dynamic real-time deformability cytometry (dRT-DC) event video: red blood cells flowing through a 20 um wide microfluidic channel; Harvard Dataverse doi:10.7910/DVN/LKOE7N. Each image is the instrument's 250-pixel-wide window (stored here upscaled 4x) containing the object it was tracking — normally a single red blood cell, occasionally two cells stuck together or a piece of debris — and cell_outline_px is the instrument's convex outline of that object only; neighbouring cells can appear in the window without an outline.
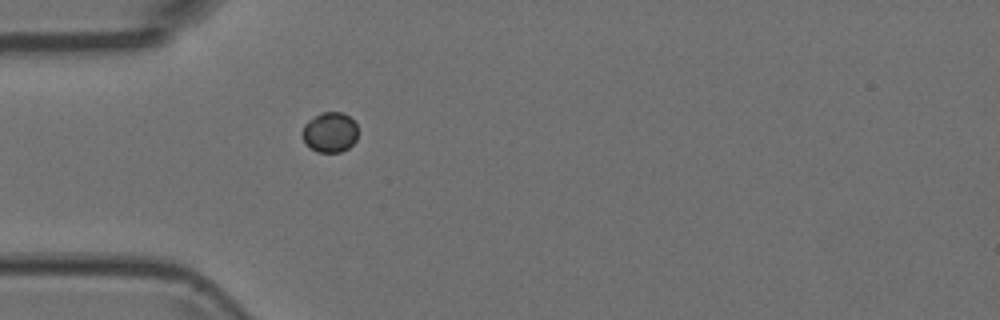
{"species": "Egyptian fruit bat (a non-hibernating species)", "species_latin": "Rousettus aegyptiacus", "temperature_condition": "room temperature", "stored_images_in_passage": 1, "camera_frame_rate_fps": 3000, "um_per_image_px": 0.085, "animal": {"sex": "female"}, "frame": {"image": 1, "passage_image": 1, "time_ms": 0.0, "image_size_px": [1000, 320], "cell_outline_px": [[356, 140], [348, 148], [340, 152], [316, 152], [304, 140], [300, 132], [304, 124], [308, 120], [320, 112], [344, 112], [356, 124]], "centroid_in_image_um": [28.01, 11.23], "position_along_channel_um": 57.0, "area_um2": 13.01}}